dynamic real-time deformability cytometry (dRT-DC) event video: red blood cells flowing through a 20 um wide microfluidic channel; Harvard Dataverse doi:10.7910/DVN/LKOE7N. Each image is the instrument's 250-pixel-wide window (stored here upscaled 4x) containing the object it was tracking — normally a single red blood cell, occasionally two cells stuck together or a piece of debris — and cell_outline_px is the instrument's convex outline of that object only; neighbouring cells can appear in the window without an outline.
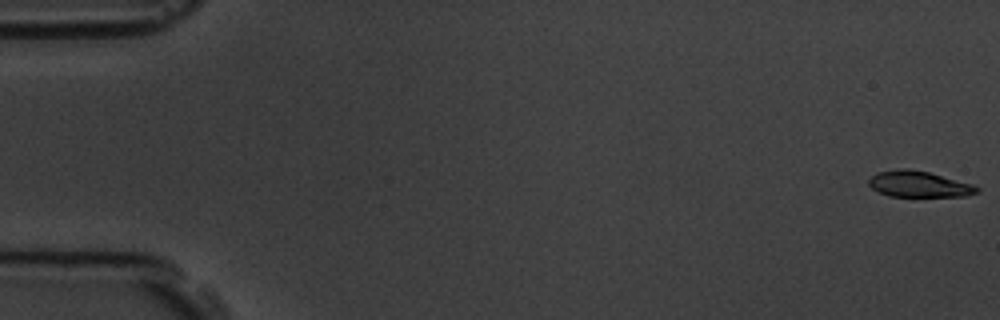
{"species": "common noctule bat (a hibernating species)", "species_latin": "Nyctalus noctula", "temperature_condition": "room temperature", "stored_images_in_passage": 5, "camera_frame_rate_fps": 3000, "um_per_image_px": 0.085, "animal": {"sex": "male", "body_mass_g": 19.5, "forearm_length_mm": 54.6}, "frame": {"image": 1, "passage_image": 1, "time_ms": 0.0, "image_size_px": [1000, 320], "cell_outline_px": [[980, 192], [968, 196], [888, 196], [872, 188], [868, 184], [868, 180], [876, 172], [900, 168], [908, 168], [928, 172], [972, 184], [980, 188]], "centroid_in_image_um": [78.11, 15.65], "position_along_channel_um": 6.9, "area_um2": 16.42}}
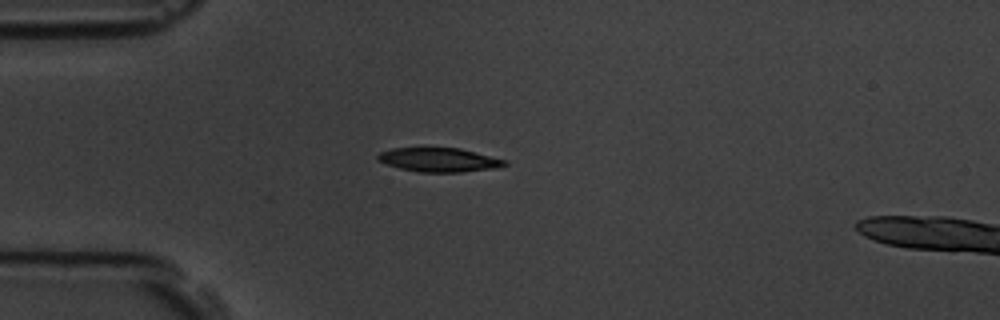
{"frame": {"image": 2, "passage_image": 5, "time_ms": 4.667, "image_size_px": [1000, 320], "cell_outline_px": [[508, 164], [500, 168], [460, 172], [420, 172], [400, 168], [388, 164], [380, 160], [376, 156], [380, 152], [392, 148], [424, 144], [460, 148], [508, 160]], "centroid_in_image_um": [37.34, 13.53], "position_along_channel_um": 47.7, "area_um2": 18.73}}